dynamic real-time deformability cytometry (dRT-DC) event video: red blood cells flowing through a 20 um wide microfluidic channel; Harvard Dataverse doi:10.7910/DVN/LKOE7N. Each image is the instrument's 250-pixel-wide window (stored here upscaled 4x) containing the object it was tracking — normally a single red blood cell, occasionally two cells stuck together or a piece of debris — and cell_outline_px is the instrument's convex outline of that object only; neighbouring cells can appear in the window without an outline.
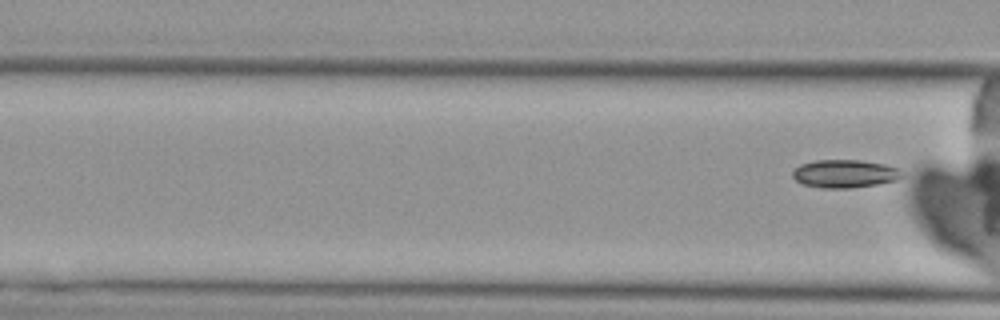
{"species": "Egyptian fruit bat (a non-hibernating species)", "species_latin": "Rousettus aegyptiacus", "temperature_condition": "cold", "stored_images_in_passage": 3, "camera_frame_rate_fps": 3000, "um_per_image_px": 0.085, "animal": {"sex": "female"}, "frame": {"image": 1, "passage_image": 3, "time_ms": 2.667, "image_size_px": [1000, 320], "cell_outline_px": [[904, 176], [896, 180], [876, 184], [848, 188], [820, 188], [804, 184], [796, 180], [792, 176], [792, 172], [800, 164], [816, 160], [860, 160], [884, 164], [900, 168]], "centroid_in_image_um": [71.81, 14.76], "position_along_channel_um": 94.8, "area_um2": 17.86}}